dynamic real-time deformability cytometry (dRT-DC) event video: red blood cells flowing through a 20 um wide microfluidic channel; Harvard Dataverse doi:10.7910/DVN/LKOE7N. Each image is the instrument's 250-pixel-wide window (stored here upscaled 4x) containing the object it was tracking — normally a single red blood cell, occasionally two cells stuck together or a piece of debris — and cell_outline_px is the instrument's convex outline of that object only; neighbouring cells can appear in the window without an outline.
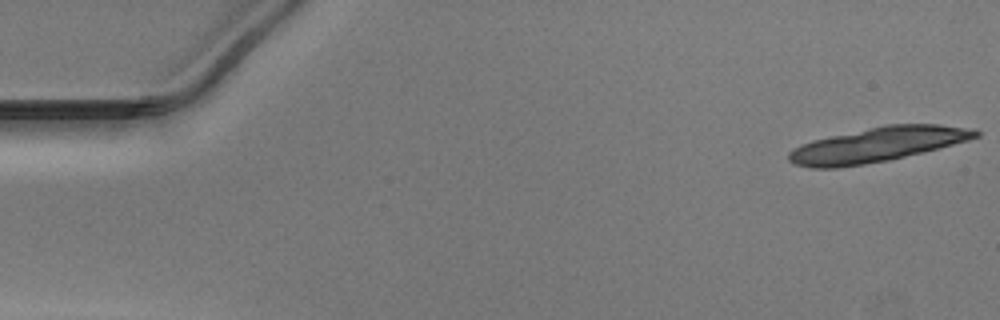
{"species": "Egyptian fruit bat (a non-hibernating species)", "species_latin": "Rousettus aegyptiacus", "temperature_condition": "warm", "stored_images_in_passage": 17, "camera_frame_rate_fps": 3000, "um_per_image_px": 0.085, "animal": {"sex": "male"}, "frame": {"image": 1, "passage_image": 1, "time_ms": 0.0, "image_size_px": [1000, 320], "cell_outline_px": [[980, 136], [968, 140], [888, 160], [864, 164], [836, 168], [812, 168], [796, 164], [788, 160], [788, 152], [792, 148], [800, 144], [812, 140], [888, 124], [940, 124], [976, 128], [980, 132]], "centroid_in_image_um": [74.58, 12.28], "position_along_channel_um": 10.4, "area_um2": 37.34}}